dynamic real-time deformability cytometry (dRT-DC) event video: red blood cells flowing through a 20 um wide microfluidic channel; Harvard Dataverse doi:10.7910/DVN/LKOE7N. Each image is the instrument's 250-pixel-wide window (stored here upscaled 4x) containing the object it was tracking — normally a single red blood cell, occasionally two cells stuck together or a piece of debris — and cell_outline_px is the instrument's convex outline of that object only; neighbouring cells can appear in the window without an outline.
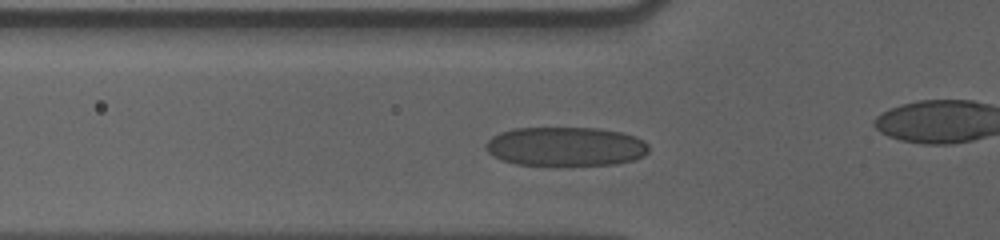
{"species": "human", "species_latin": "Homo sapiens", "temperature_condition": "cold", "stored_images_in_passage": 43, "camera_frame_rate_fps": 3000, "um_per_image_px": 0.085, "donor": {"sex": "male"}, "frame": {"image": 1, "passage_image": 14, "time_ms": 4.333, "image_size_px": [1000, 240], "cell_outline_px": [[648, 152], [644, 156], [632, 160], [616, 164], [568, 168], [556, 168], [516, 164], [500, 160], [492, 156], [484, 148], [484, 144], [492, 136], [500, 132], [512, 128], [600, 128], [620, 132], [636, 136], [644, 140], [648, 144]], "centroid_in_image_um": [48.05, 12.5], "position_along_channel_um": 77.8, "area_um2": 38.78}}
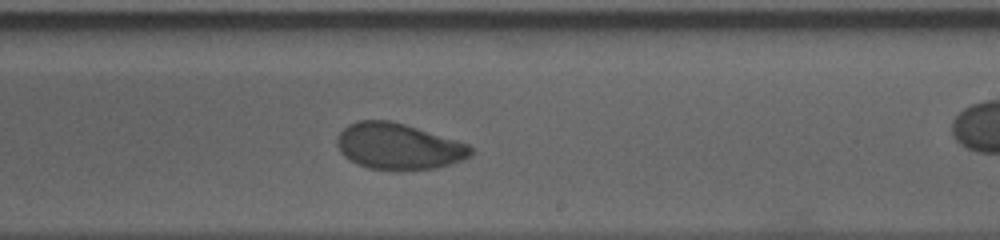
{"frame": {"image": 2, "passage_image": 29, "time_ms": 9.333, "image_size_px": [1000, 240], "cell_outline_px": [[472, 156], [464, 160], [436, 168], [368, 168], [356, 164], [348, 160], [340, 152], [336, 144], [336, 136], [348, 124], [360, 120], [388, 120], [404, 124], [456, 140], [468, 144], [472, 148]], "centroid_in_image_um": [33.84, 12.42], "position_along_channel_um": 255.2, "area_um2": 35.55}}
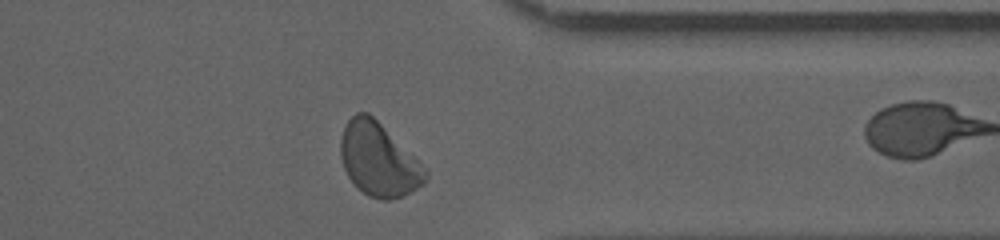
{"frame": {"image": 3, "passage_image": 40, "time_ms": 13.0, "image_size_px": [1000, 240], "cell_outline_px": [[428, 176], [424, 184], [404, 196], [388, 200], [380, 200], [368, 196], [356, 188], [348, 176], [344, 168], [340, 156], [340, 136], [348, 120], [356, 112], [368, 112], [416, 156], [428, 168]], "centroid_in_image_um": [32.21, 13.58], "position_along_channel_um": 379.2, "area_um2": 36.76}, "authors_computed_cell_mechanics": {"area_um2": 36.4718, "velocity_mm_per_s": 3.5432, "shape_relaxation_time_tau1_ms": 3.8665, "shape_relaxation_time_tau2_ms": 1.1312, "deformation_change_tau1": 0.1291, "deformation_change_tau2": 0.0524}}